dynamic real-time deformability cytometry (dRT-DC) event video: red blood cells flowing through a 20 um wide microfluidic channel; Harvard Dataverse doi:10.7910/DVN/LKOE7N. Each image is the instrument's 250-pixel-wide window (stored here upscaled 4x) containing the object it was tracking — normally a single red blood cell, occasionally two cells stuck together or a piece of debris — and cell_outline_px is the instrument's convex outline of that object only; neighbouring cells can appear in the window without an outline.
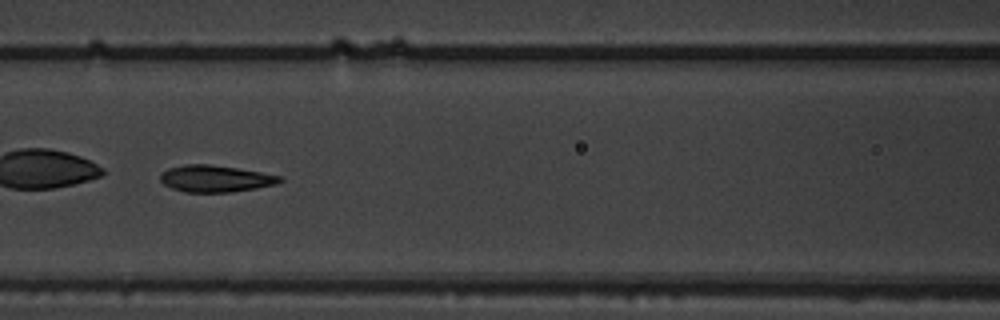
{"species": "common noctule bat (a hibernating species)", "species_latin": "Nyctalus noctula", "temperature_condition": "warm", "stored_images_in_passage": 11, "camera_frame_rate_fps": 3000, "um_per_image_px": 0.085, "animal": {"sex": "male", "body_mass_g": 19.5, "forearm_length_mm": 54.6}, "frame": {"image": 1, "passage_image": 4, "time_ms": 3.667, "image_size_px": [1000, 320], "cell_outline_px": [[284, 180], [276, 184], [256, 188], [232, 192], [184, 192], [172, 188], [164, 184], [160, 180], [160, 172], [168, 168], [184, 164], [208, 164], [236, 168], [284, 176]], "centroid_in_image_um": [18.31, 15.18], "position_along_channel_um": 148.3, "area_um2": 18.73}}
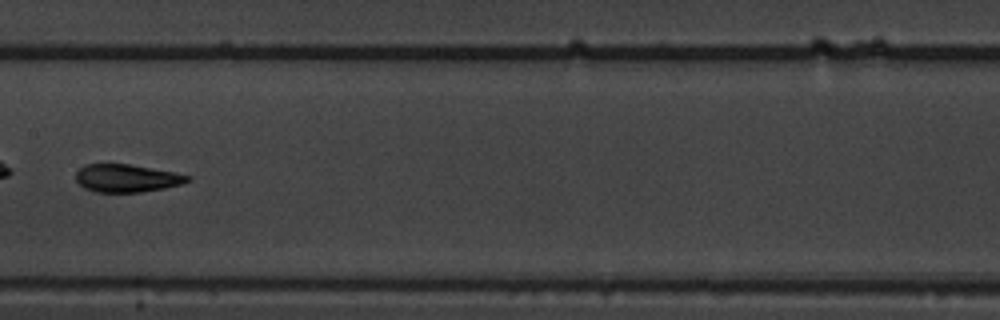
{"frame": {"image": 2, "passage_image": 5, "time_ms": 5.0, "image_size_px": [1000, 320], "cell_outline_px": [[192, 180], [180, 184], [164, 188], [140, 192], [96, 192], [84, 188], [76, 180], [76, 172], [80, 168], [88, 164], [128, 164], [172, 172], [192, 176]], "centroid_in_image_um": [10.77, 15.15], "position_along_channel_um": 196.6, "area_um2": 17.92}}
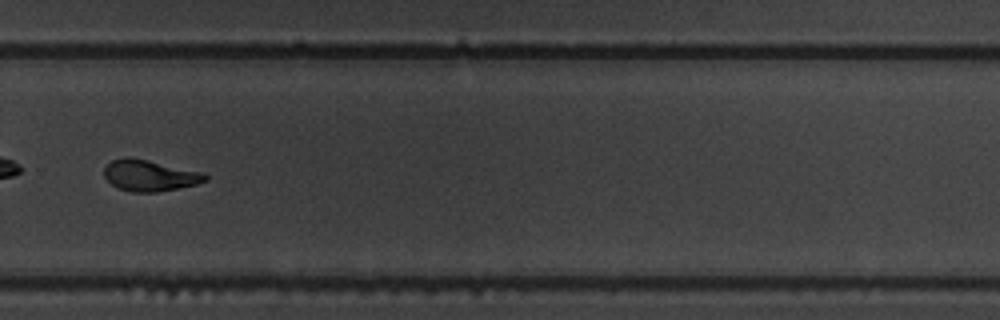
{"frame": {"image": 3, "passage_image": 8, "time_ms": 8.333, "image_size_px": [1000, 320], "cell_outline_px": [[208, 180], [196, 184], [156, 192], [132, 192], [116, 188], [104, 176], [104, 168], [112, 160], [124, 156], [128, 156], [148, 160], [204, 172], [208, 176]], "centroid_in_image_um": [12.72, 14.91], "position_along_channel_um": 317.1, "area_um2": 18.44}, "authors_computed_cell_mechanics": {"area_um2": 18.7272, "velocity_mm_per_s": 3.6365, "shape_relaxation_time_tau1_ms": 3.6684, "shape_relaxation_time_tau2_ms": 0.6388, "deformation_change_tau1": 0.1519, "deformation_change_tau2": 0.0502}}